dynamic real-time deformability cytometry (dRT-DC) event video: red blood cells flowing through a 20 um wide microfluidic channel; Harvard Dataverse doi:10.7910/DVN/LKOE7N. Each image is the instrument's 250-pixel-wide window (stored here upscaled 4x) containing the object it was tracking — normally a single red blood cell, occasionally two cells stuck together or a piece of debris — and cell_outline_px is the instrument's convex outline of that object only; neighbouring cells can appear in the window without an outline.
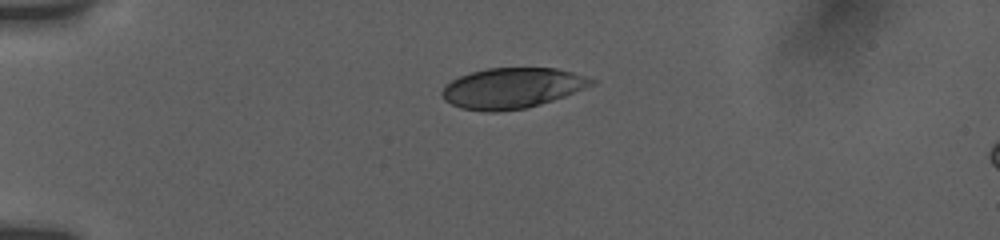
{"species": "human", "species_latin": "Homo sapiens", "temperature_condition": "room temperature", "stored_images_in_passage": 4, "camera_frame_rate_fps": 3000, "um_per_image_px": 0.085, "donor": {"sex": "female"}, "frame": {"image": 1, "passage_image": 1, "time_ms": 0.0, "image_size_px": [1000, 240], "cell_outline_px": [[596, 84], [564, 96], [528, 108], [496, 112], [488, 112], [460, 108], [444, 100], [440, 92], [452, 80], [460, 76], [472, 72], [488, 68], [556, 68], [572, 72], [596, 80]], "centroid_in_image_um": [43.53, 7.49], "position_along_channel_um": 41.5, "area_um2": 35.14}}
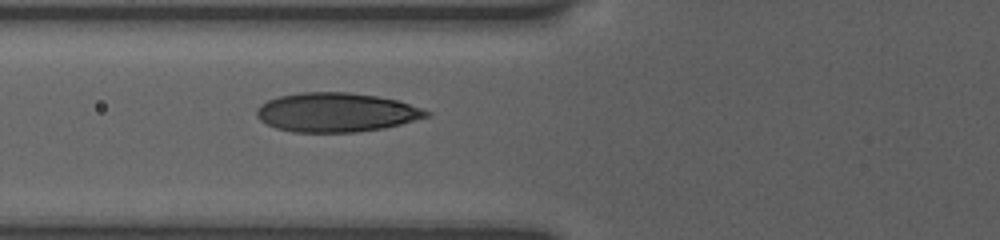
{"frame": {"image": 2, "passage_image": 4, "time_ms": 2.667, "image_size_px": [1000, 240], "cell_outline_px": [[432, 116], [384, 128], [356, 132], [292, 132], [276, 128], [260, 120], [256, 116], [256, 108], [260, 104], [276, 96], [300, 92], [348, 92], [376, 96], [400, 100], [432, 112]], "centroid_in_image_um": [28.59, 9.54], "position_along_channel_um": 97.2, "area_um2": 39.07}}